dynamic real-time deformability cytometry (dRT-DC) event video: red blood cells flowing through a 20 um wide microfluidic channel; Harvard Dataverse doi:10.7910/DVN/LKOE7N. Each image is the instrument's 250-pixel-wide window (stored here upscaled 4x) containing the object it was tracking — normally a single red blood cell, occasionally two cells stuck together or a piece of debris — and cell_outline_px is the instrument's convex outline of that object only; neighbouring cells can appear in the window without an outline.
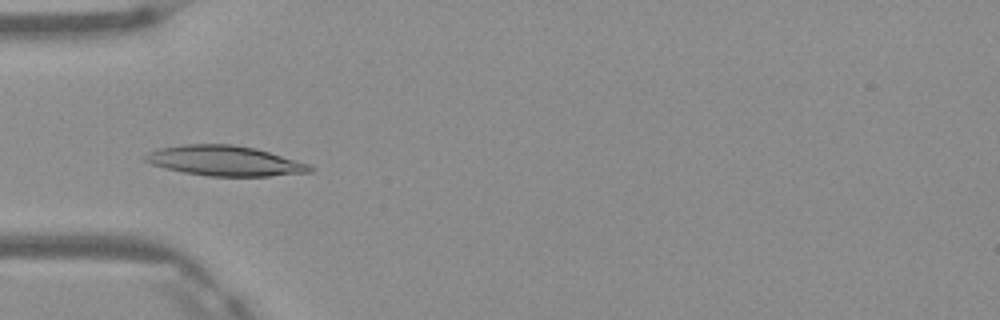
{"species": "Egyptian fruit bat (a non-hibernating species)", "species_latin": "Rousettus aegyptiacus", "temperature_condition": "warm", "stored_images_in_passage": 5, "camera_frame_rate_fps": 3000, "um_per_image_px": 0.085, "frame": {"image": 1, "passage_image": 4, "time_ms": 1.0, "image_size_px": [1000, 320], "cell_outline_px": [[312, 172], [268, 176], [208, 176], [184, 172], [164, 168], [152, 164], [144, 160], [144, 156], [148, 152], [160, 148], [184, 144], [232, 144], [256, 148], [308, 164], [312, 168]], "centroid_in_image_um": [19.07, 13.67], "position_along_channel_um": 65.9, "area_um2": 28.67}}
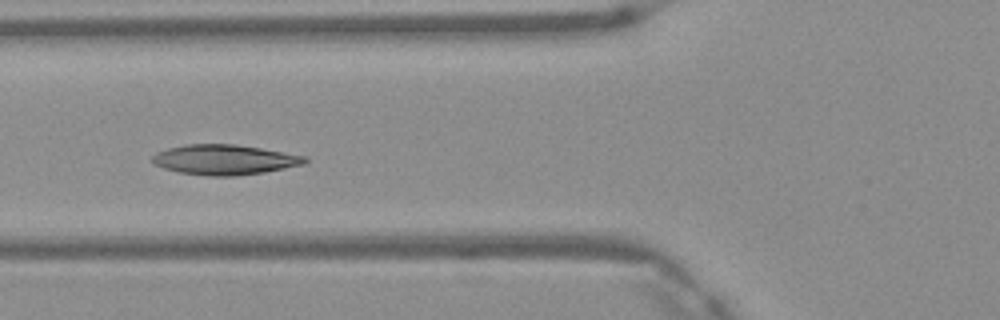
{"frame": {"image": 2, "passage_image": 5, "time_ms": 1.333, "image_size_px": [1000, 320], "cell_outline_px": [[308, 160], [304, 164], [264, 172], [236, 176], [208, 176], [180, 172], [164, 168], [152, 164], [152, 156], [156, 152], [168, 148], [184, 144], [236, 144], [308, 156]], "centroid_in_image_um": [19.07, 13.57], "position_along_channel_um": 106.7, "area_um2": 26.82}}